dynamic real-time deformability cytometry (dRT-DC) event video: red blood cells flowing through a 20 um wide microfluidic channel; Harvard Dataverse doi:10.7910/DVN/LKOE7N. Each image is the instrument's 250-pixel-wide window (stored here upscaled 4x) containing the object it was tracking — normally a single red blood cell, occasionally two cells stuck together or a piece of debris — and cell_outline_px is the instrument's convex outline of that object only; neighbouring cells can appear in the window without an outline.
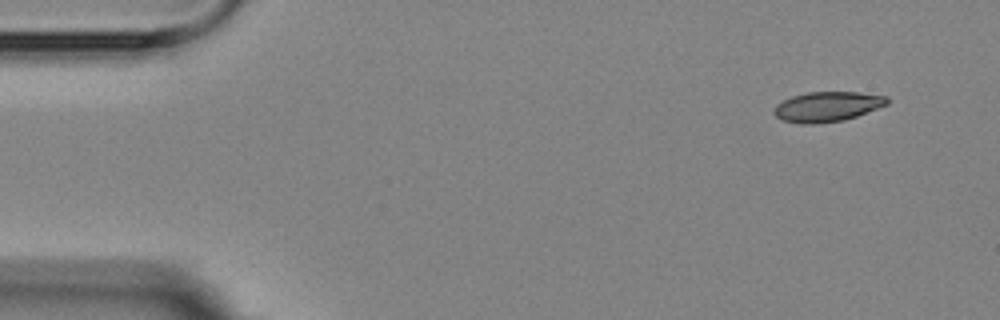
{"species": "Egyptian fruit bat (a non-hibernating species)", "species_latin": "Rousettus aegyptiacus", "temperature_condition": "room temperature", "stored_images_in_passage": 4, "camera_frame_rate_fps": 3000, "um_per_image_px": 0.085, "animal": {"sex": "female"}, "frame": {"image": 1, "passage_image": 1, "time_ms": 0.0, "image_size_px": [1000, 320], "cell_outline_px": [[888, 104], [856, 116], [844, 120], [812, 124], [804, 124], [780, 120], [772, 112], [776, 104], [792, 96], [808, 92], [856, 92], [888, 96]], "centroid_in_image_um": [70.29, 9.06], "position_along_channel_um": 14.7, "area_um2": 19.71}}
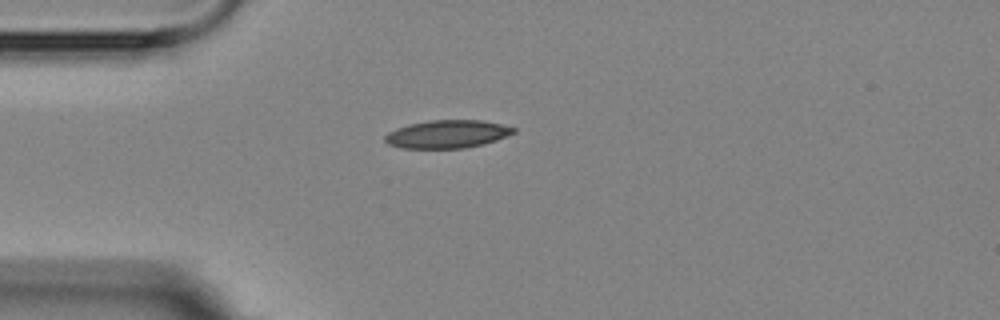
{"frame": {"image": 2, "passage_image": 4, "time_ms": 3.333, "image_size_px": [1000, 320], "cell_outline_px": [[516, 132], [496, 140], [484, 144], [464, 148], [400, 148], [388, 144], [384, 140], [384, 136], [388, 132], [396, 128], [408, 124], [432, 120], [484, 120], [516, 128]], "centroid_in_image_um": [38.0, 11.4], "position_along_channel_um": 47.0, "area_um2": 21.04}}